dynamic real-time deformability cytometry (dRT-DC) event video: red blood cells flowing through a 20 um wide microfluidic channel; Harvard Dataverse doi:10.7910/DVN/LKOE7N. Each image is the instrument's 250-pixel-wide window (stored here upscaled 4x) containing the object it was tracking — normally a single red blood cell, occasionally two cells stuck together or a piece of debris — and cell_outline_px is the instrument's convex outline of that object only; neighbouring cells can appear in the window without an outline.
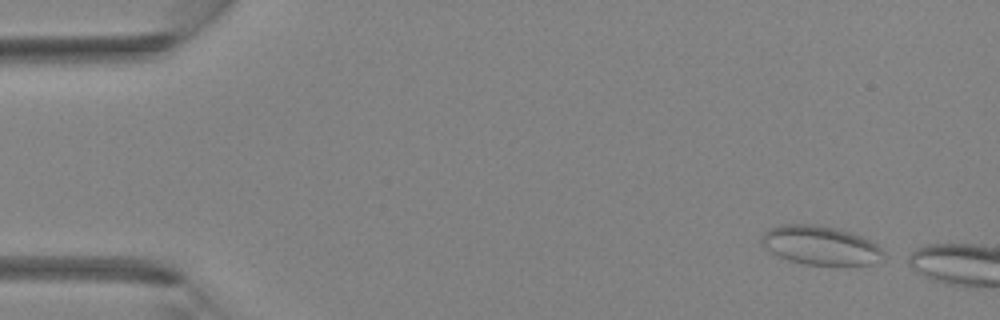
{"species": "Egyptian fruit bat (a non-hibernating species)", "species_latin": "Rousettus aegyptiacus", "temperature_condition": "room temperature", "stored_images_in_passage": 2, "camera_frame_rate_fps": 3000, "um_per_image_px": 0.085, "animal": {"sex": "female"}, "frame": {"image": 1, "passage_image": 1, "time_ms": 0.0, "image_size_px": [1000, 320], "cell_outline_px": [[884, 252], [872, 264], [804, 264], [788, 260], [772, 252], [760, 240], [764, 232], [768, 228], [784, 224], [816, 224], [836, 228], [860, 236], [876, 244]], "centroid_in_image_um": [69.68, 20.83], "position_along_channel_um": 15.3, "area_um2": 26.93}}